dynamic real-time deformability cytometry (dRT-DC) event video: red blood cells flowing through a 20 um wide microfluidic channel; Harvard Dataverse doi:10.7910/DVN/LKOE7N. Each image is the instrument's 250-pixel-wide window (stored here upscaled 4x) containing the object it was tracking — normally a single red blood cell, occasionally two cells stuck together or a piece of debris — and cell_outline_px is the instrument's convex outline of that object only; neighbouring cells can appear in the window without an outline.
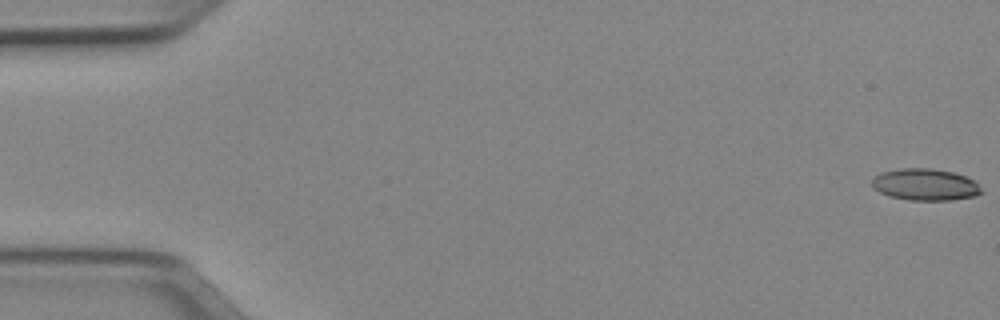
{"species": "Egyptian fruit bat (a non-hibernating species)", "species_latin": "Rousettus aegyptiacus", "temperature_condition": "cold", "stored_images_in_passage": 52, "camera_frame_rate_fps": 3000, "um_per_image_px": 0.085, "animal": {"sex": "female"}, "frame": {"image": 1, "passage_image": 1, "time_ms": 0.0, "image_size_px": [1000, 320], "cell_outline_px": [[984, 192], [976, 196], [952, 200], [908, 200], [888, 196], [872, 188], [872, 180], [880, 172], [900, 168], [932, 168], [952, 172], [964, 176], [972, 180]], "centroid_in_image_um": [78.61, 15.69], "position_along_channel_um": 6.4, "area_um2": 20.29}}
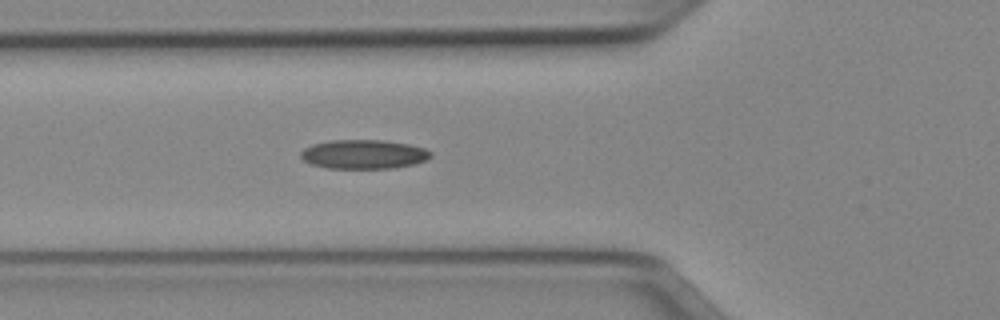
{"frame": {"image": 2, "passage_image": 19, "time_ms": 6.0, "image_size_px": [1000, 320], "cell_outline_px": [[432, 156], [428, 160], [416, 164], [396, 168], [328, 168], [312, 164], [304, 160], [300, 156], [300, 152], [304, 148], [312, 144], [328, 140], [384, 140], [408, 144], [424, 148], [432, 152]], "centroid_in_image_um": [30.94, 13.11], "position_along_channel_um": 94.9, "area_um2": 22.25}}
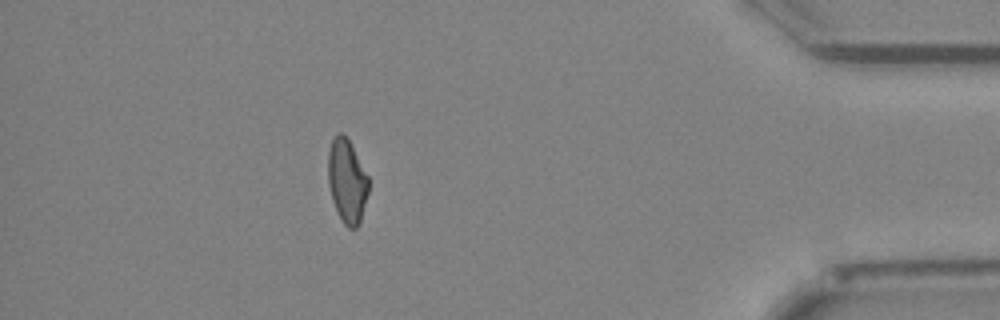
{"frame": {"image": 3, "passage_image": 46, "time_ms": 15.0, "image_size_px": [1000, 320], "cell_outline_px": [[368, 192], [360, 220], [356, 228], [348, 228], [344, 224], [332, 200], [328, 184], [328, 152], [332, 140], [340, 132], [348, 140], [368, 176]], "centroid_in_image_um": [29.48, 15.4], "position_along_channel_um": 405.7, "area_um2": 19.25}, "authors_computed_cell_mechanics": {"area_um2": 20.6057, "velocity_mm_per_s": 3.9828, "shape_relaxation_time_tau1_ms": null, "shape_relaxation_time_tau2_ms": 4.6677, "deformation_change_tau1": null, "deformation_change_tau2": 0.123}}